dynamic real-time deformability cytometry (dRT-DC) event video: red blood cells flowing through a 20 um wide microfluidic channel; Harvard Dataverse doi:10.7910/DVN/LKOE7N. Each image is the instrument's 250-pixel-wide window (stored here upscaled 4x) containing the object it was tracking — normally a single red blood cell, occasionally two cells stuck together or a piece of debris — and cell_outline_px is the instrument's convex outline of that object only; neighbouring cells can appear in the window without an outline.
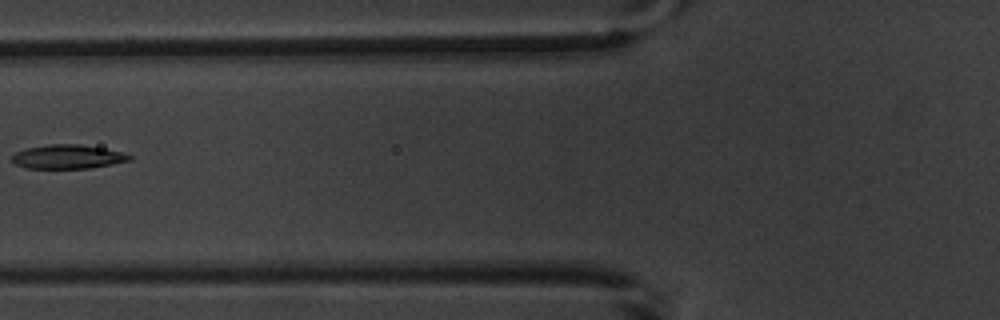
{"species": "common noctule bat (a hibernating species)", "species_latin": "Nyctalus noctula", "temperature_condition": "warm", "stored_images_in_passage": 4, "camera_frame_rate_fps": 3000, "um_per_image_px": 0.085, "animal": {"sex": "male", "body_mass_g": 20.1, "forearm_length_mm": 53.5}, "frame": {"image": 1, "passage_image": 3, "time_ms": 2.333, "image_size_px": [1000, 320], "cell_outline_px": [[132, 160], [112, 164], [88, 168], [28, 168], [16, 164], [12, 160], [12, 156], [16, 152], [24, 148], [48, 144], [80, 144], [104, 148], [120, 152], [132, 156]], "centroid_in_image_um": [5.75, 13.31], "position_along_channel_um": 120.1, "area_um2": 16.36}}
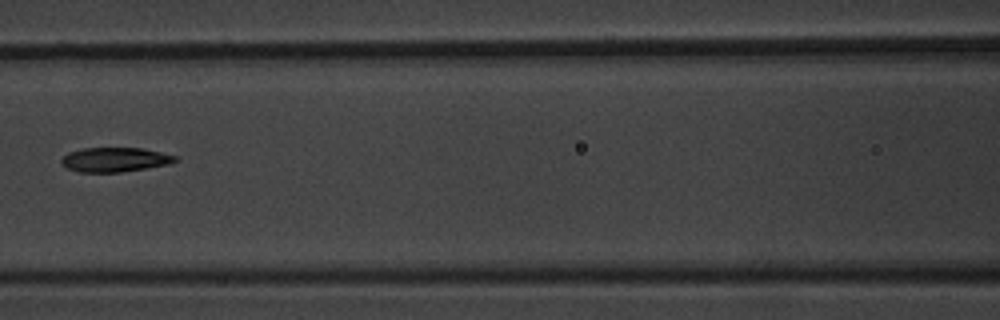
{"frame": {"image": 2, "passage_image": 4, "time_ms": 3.333, "image_size_px": [1000, 320], "cell_outline_px": [[176, 160], [168, 164], [120, 172], [80, 172], [68, 168], [60, 160], [68, 152], [84, 148], [140, 148], [160, 152], [176, 156]], "centroid_in_image_um": [9.73, 13.56], "position_along_channel_um": 156.9, "area_um2": 15.84}}